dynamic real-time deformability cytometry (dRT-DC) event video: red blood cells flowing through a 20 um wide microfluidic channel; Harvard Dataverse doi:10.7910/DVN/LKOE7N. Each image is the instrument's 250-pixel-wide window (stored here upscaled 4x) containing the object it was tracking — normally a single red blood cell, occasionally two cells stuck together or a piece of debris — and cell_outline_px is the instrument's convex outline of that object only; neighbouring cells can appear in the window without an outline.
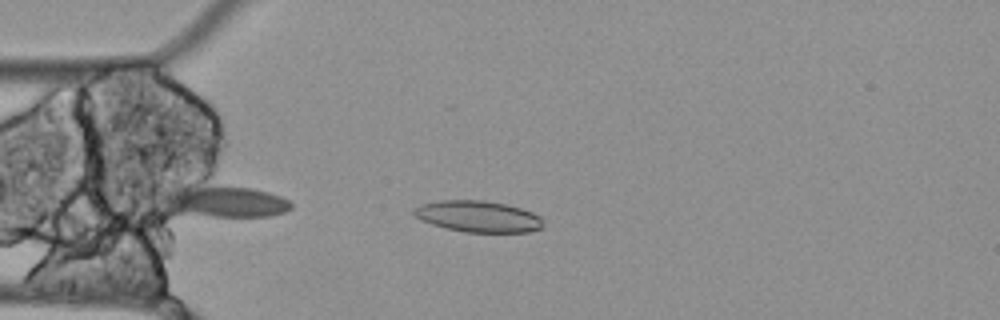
{"species": "Egyptian fruit bat (a non-hibernating species)", "species_latin": "Rousettus aegyptiacus", "temperature_condition": "cold", "stored_images_in_passage": 37, "camera_frame_rate_fps": 3000, "um_per_image_px": 0.085, "animal": {"sex": "female"}, "frame": {"image": 1, "passage_image": 2, "time_ms": 0.333, "image_size_px": [1000, 320], "cell_outline_px": [[544, 228], [528, 232], [464, 232], [432, 224], [420, 220], [412, 212], [420, 204], [440, 200], [484, 200], [504, 204], [520, 208], [532, 212], [540, 216]], "centroid_in_image_um": [40.65, 18.4], "position_along_channel_um": 44.3, "area_um2": 23.52}}
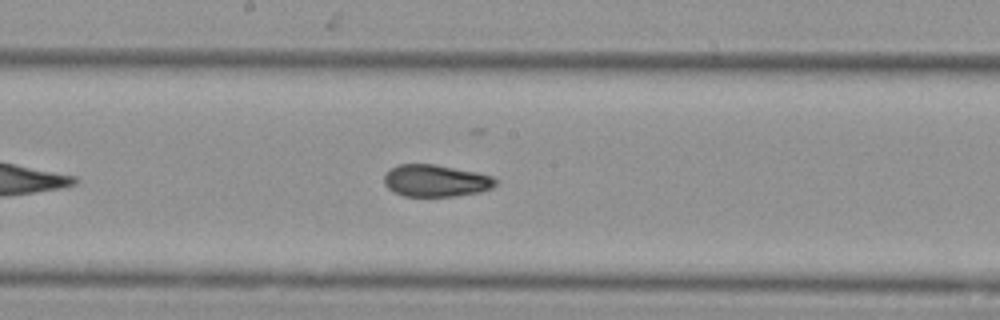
{"frame": {"image": 2, "passage_image": 17, "time_ms": 5.333, "image_size_px": [1000, 320], "cell_outline_px": [[496, 184], [492, 188], [480, 192], [452, 196], [404, 196], [388, 188], [384, 184], [384, 172], [396, 164], [436, 164], [476, 172], [492, 176], [496, 180]], "centroid_in_image_um": [37.01, 15.35], "position_along_channel_um": 211.2, "area_um2": 20.87}}
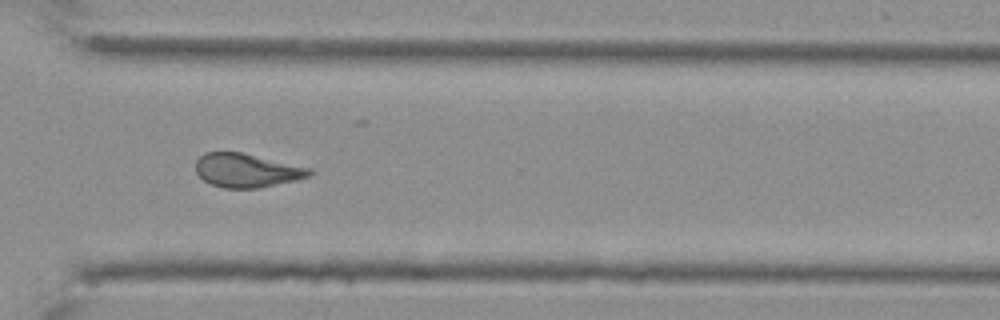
{"frame": {"image": 3, "passage_image": 29, "time_ms": 9.333, "image_size_px": [1000, 320], "cell_outline_px": [[312, 176], [296, 180], [260, 188], [224, 188], [212, 184], [204, 180], [196, 172], [196, 160], [204, 152], [240, 152], [312, 168]], "centroid_in_image_um": [20.99, 14.48], "position_along_channel_um": 349.6, "area_um2": 22.37}, "authors_computed_cell_mechanics": {"area_um2": 22.1374, "velocity_mm_per_s": 3.4647, "shape_relaxation_time_tau1_ms": 0.4525, "shape_relaxation_time_tau2_ms": null, "deformation_change_tau1": 0.0522, "deformation_change_tau2": null}}